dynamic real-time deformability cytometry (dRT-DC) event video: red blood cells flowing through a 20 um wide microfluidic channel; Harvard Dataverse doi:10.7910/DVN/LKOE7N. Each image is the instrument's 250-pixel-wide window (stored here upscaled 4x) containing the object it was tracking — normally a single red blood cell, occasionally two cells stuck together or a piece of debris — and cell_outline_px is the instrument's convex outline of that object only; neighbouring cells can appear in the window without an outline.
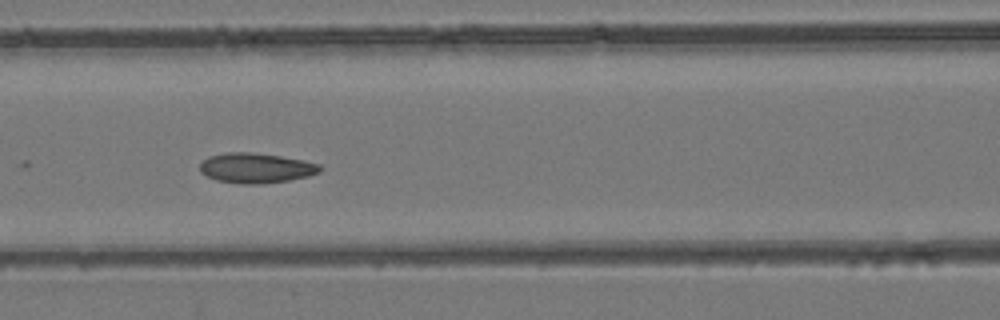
{"species": "common noctule bat (a hibernating species)", "species_latin": "Nyctalus noctula", "temperature_condition": "room temperature", "stored_images_in_passage": 12, "camera_frame_rate_fps": 3000, "um_per_image_px": 0.085, "animal": {"sex": "female", "body_mass_g": 24.6, "forearm_length_mm": 56.2}, "frame": {"image": 1, "passage_image": 10, "time_ms": 3.0, "image_size_px": [1000, 320], "cell_outline_px": [[324, 168], [320, 172], [308, 176], [288, 180], [260, 184], [240, 184], [216, 180], [200, 172], [200, 164], [208, 156], [228, 152], [252, 152], [280, 156], [304, 160], [320, 164]], "centroid_in_image_um": [21.78, 14.28], "position_along_channel_um": 144.8, "area_um2": 21.1}}